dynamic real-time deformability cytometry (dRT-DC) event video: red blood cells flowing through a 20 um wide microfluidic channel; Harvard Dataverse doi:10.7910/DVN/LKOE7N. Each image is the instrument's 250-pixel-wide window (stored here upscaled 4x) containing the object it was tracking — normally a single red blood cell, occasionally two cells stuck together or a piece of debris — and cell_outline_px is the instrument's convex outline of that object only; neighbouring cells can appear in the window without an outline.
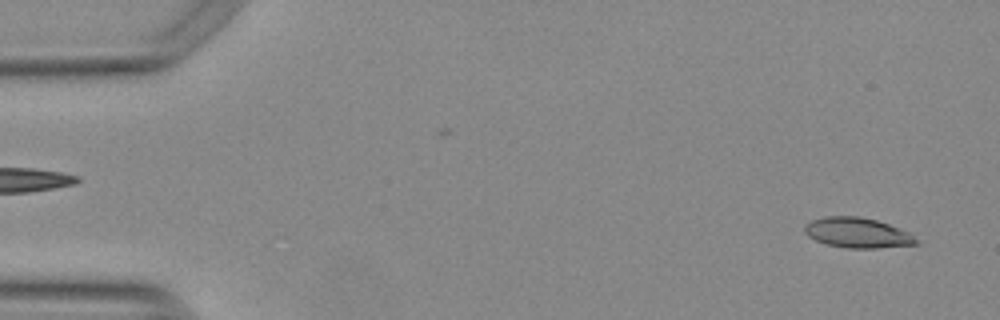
{"species": "Egyptian fruit bat (a non-hibernating species)", "species_latin": "Rousettus aegyptiacus", "temperature_condition": "warm", "stored_images_in_passage": 14, "camera_frame_rate_fps": 3000, "um_per_image_px": 0.085, "animal": {"sex": "female"}, "frame": {"image": 1, "passage_image": 2, "time_ms": 0.333, "image_size_px": [1000, 320], "cell_outline_px": [[920, 244], [876, 248], [848, 248], [828, 244], [816, 240], [808, 236], [804, 232], [804, 224], [812, 220], [824, 216], [860, 216], [876, 220], [888, 224], [908, 232]], "centroid_in_image_um": [72.85, 19.78], "position_along_channel_um": 12.2, "area_um2": 19.48}}